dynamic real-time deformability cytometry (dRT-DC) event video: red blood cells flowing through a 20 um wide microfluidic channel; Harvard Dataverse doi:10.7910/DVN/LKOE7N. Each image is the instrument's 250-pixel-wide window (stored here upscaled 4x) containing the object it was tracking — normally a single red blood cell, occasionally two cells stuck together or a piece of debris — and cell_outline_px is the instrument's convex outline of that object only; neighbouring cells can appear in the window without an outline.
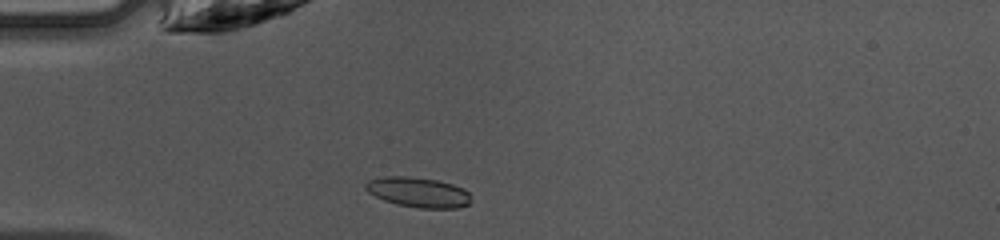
{"species": "common noctule bat (a hibernating species)", "species_latin": "Nyctalus noctula", "temperature_condition": "warm", "stored_images_in_passage": 36, "camera_frame_rate_fps": 3000, "um_per_image_px": 0.085, "animal": {"sex": "female", "body_mass_g": 10.0, "forearm_length_mm": 53.1}, "frame": {"image": 1, "passage_image": 2, "time_ms": 0.333, "image_size_px": [1000, 240], "cell_outline_px": [[468, 204], [456, 208], [420, 208], [396, 204], [384, 200], [368, 192], [364, 188], [364, 184], [368, 180], [384, 176], [408, 176], [436, 180], [452, 184], [464, 188], [468, 192]], "centroid_in_image_um": [35.5, 16.33], "position_along_channel_um": 49.5, "area_um2": 18.32}}
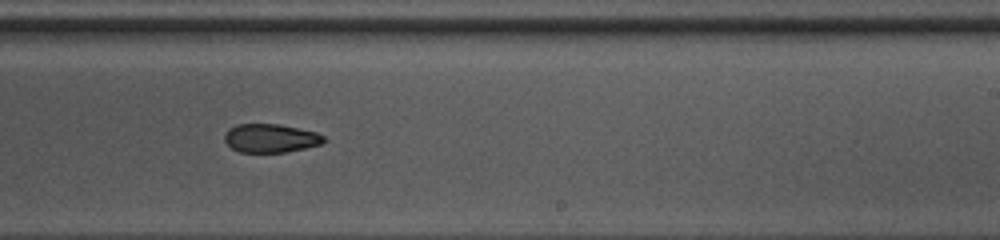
{"frame": {"image": 2, "passage_image": 18, "time_ms": 5.667, "image_size_px": [1000, 240], "cell_outline_px": [[324, 140], [320, 144], [304, 148], [284, 152], [240, 152], [232, 148], [224, 140], [224, 136], [228, 128], [236, 124], [280, 124], [300, 128], [316, 132], [324, 136]], "centroid_in_image_um": [22.97, 11.73], "position_along_channel_um": 266.0, "area_um2": 16.47}}
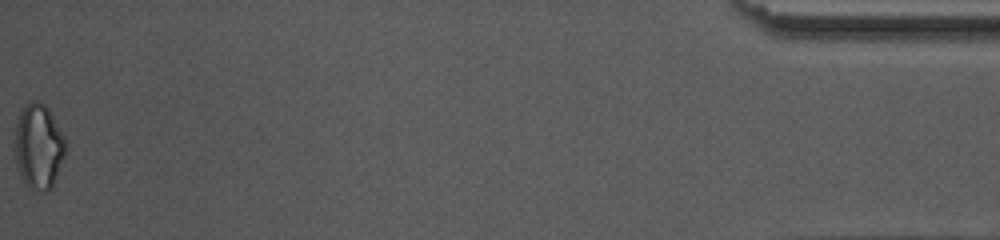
{"frame": {"image": 3, "passage_image": 36, "time_ms": 11.667, "image_size_px": [1000, 240], "cell_outline_px": [[64, 156], [52, 188], [48, 192], [44, 192], [28, 188], [24, 184], [20, 176], [16, 160], [16, 120], [20, 108], [32, 100], [40, 100], [48, 108], [64, 136]], "centroid_in_image_um": [3.26, 12.44], "position_along_channel_um": 431.9, "area_um2": 25.14}, "authors_computed_cell_mechanics": {"area_um2": 17.8313, "velocity_mm_per_s": 4.2823, "shape_relaxation_time_tau1_ms": 7.4356, "shape_relaxation_time_tau2_ms": 3.4219, "deformation_change_tau1": 0.1639, "deformation_change_tau2": 0.1002}}